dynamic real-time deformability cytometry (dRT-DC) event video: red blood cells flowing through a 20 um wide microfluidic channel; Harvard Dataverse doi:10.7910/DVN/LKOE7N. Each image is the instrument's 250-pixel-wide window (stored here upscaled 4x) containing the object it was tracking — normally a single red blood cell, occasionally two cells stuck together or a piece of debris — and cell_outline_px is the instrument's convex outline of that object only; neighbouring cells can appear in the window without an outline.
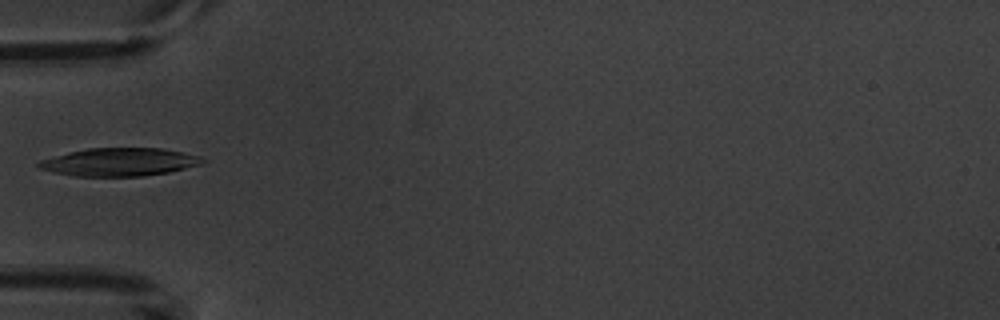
{"species": "common noctule bat (a hibernating species)", "species_latin": "Nyctalus noctula", "temperature_condition": "warm", "stored_images_in_passage": 1, "camera_frame_rate_fps": 3000, "um_per_image_px": 0.085, "animal": {"sex": "male", "body_mass_g": 20.1, "forearm_length_mm": 53.5}, "frame": {"image": 1, "passage_image": 1, "time_ms": 0.0, "image_size_px": [1000, 320], "cell_outline_px": [[204, 160], [200, 164], [168, 172], [144, 176], [76, 176], [36, 168], [36, 164], [40, 160], [68, 152], [88, 148], [160, 148], [200, 156]], "centroid_in_image_um": [10.1, 13.77], "position_along_channel_um": 74.9, "area_um2": 26.47}}